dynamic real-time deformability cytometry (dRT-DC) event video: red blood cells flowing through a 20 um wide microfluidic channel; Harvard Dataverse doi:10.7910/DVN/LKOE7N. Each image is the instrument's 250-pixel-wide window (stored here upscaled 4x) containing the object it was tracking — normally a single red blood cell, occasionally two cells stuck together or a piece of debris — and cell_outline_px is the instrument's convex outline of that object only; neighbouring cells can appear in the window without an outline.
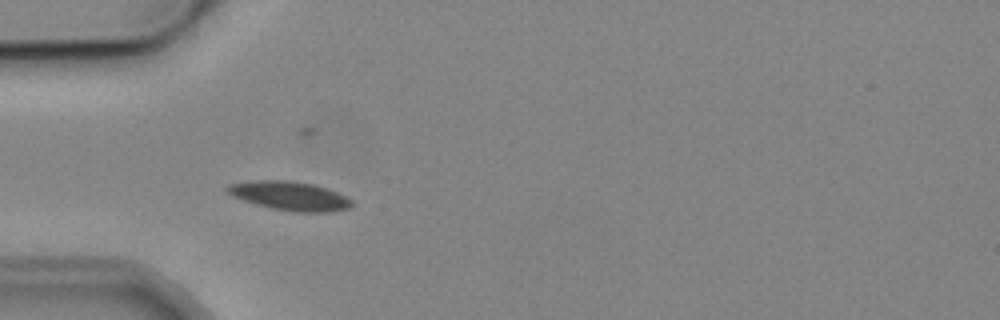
{"species": "common noctule bat (a hibernating species)", "species_latin": "Nyctalus noctula", "temperature_condition": "cold", "stored_images_in_passage": 5, "camera_frame_rate_fps": 3000, "um_per_image_px": 0.085, "animal": {"sex": "male", "body_mass_g": 19.2, "forearm_length_mm": 51.8}, "frame": {"image": 1, "passage_image": 4, "time_ms": 3.333, "image_size_px": [1000, 320], "cell_outline_px": [[356, 204], [352, 208], [332, 212], [296, 212], [272, 208], [256, 204], [232, 196], [224, 188], [228, 184], [256, 180], [288, 180], [312, 184], [336, 192], [352, 200]], "centroid_in_image_um": [24.66, 16.66], "position_along_channel_um": 60.3, "area_um2": 20.98}}